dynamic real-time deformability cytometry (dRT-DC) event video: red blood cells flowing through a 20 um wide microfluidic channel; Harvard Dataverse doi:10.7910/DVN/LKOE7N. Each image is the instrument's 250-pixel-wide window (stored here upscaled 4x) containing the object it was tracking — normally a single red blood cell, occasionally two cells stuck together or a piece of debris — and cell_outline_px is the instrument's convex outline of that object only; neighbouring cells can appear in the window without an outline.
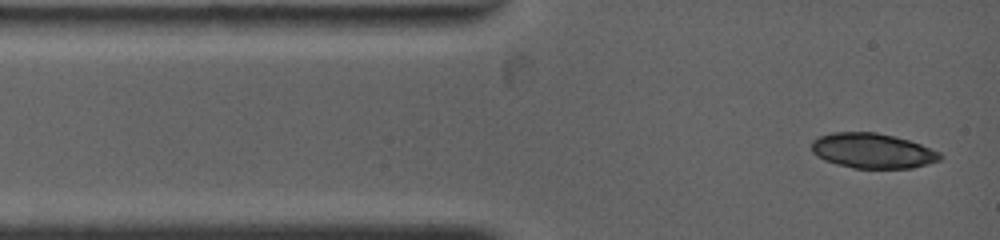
{"species": "common noctule bat (a hibernating species)", "species_latin": "Nyctalus noctula", "temperature_condition": "warm", "stored_images_in_passage": 4, "camera_frame_rate_fps": 4500, "um_per_image_px": 0.085, "animal": {"sex": "female", "body_mass_g": 19.0, "forearm_length_mm": 53.3}, "frame": {"image": 1, "passage_image": 1, "time_ms": 0.0, "image_size_px": [1000, 240], "cell_outline_px": [[944, 156], [940, 160], [928, 164], [912, 168], [852, 168], [836, 164], [824, 160], [816, 156], [812, 152], [812, 140], [820, 136], [832, 132], [876, 132], [908, 140], [920, 144], [940, 152]], "centroid_in_image_um": [74.16, 12.82], "position_along_channel_um": 10.8, "area_um2": 26.3}}